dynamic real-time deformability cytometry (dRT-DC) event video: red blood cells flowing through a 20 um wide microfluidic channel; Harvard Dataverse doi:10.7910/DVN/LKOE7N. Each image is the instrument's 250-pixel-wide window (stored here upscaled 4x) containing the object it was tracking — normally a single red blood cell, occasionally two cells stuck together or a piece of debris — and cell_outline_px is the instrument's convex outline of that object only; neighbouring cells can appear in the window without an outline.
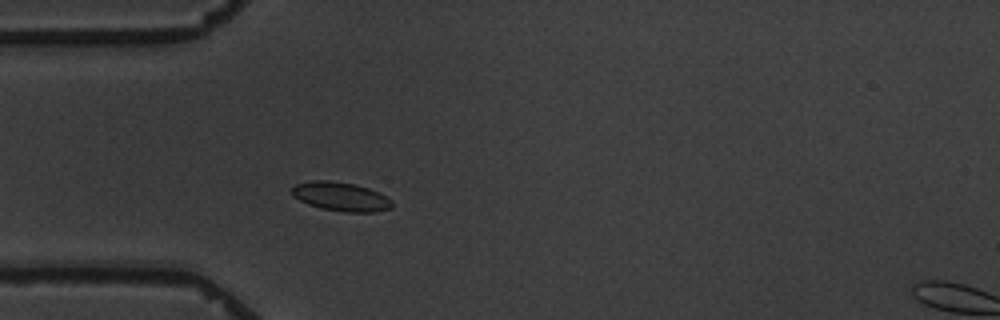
{"species": "common noctule bat (a hibernating species)", "species_latin": "Nyctalus noctula", "temperature_condition": "warm", "stored_images_in_passage": 4, "segment_of_instrument_passage": [1, 2], "camera_frame_rate_fps": 3000, "um_per_image_px": 0.085, "animal": {"sex": "male", "body_mass_g": 19.5, "forearm_length_mm": 54.6}, "frame": {"image": 1, "passage_image": 3, "time_ms": 3.0, "image_size_px": [1000, 320], "cell_outline_px": [[392, 208], [376, 212], [344, 212], [320, 208], [308, 204], [292, 196], [292, 188], [296, 184], [312, 180], [328, 180], [356, 184], [368, 188], [392, 200]], "centroid_in_image_um": [28.96, 16.71], "position_along_channel_um": 56.0, "area_um2": 16.88}}